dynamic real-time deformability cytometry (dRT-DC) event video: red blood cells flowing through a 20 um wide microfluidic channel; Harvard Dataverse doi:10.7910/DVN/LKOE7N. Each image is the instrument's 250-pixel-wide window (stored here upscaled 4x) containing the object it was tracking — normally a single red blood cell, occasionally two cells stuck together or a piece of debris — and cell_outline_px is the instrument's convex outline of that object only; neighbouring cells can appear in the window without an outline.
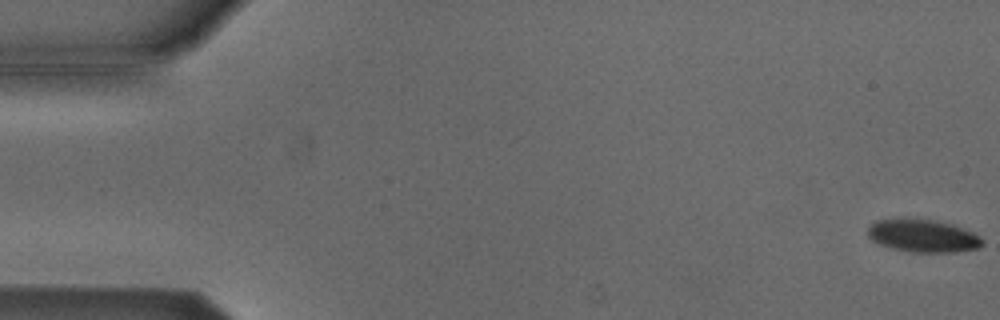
{"species": "Egyptian fruit bat (a non-hibernating species)", "species_latin": "Rousettus aegyptiacus", "temperature_condition": "cold", "stored_images_in_passage": 10, "camera_frame_rate_fps": 3000, "um_per_image_px": 0.085, "animal": {"sex": "male"}, "frame": {"image": 1, "passage_image": 1, "time_ms": 0.0, "image_size_px": [1000, 320], "cell_outline_px": [[984, 244], [980, 248], [956, 252], [908, 252], [892, 248], [880, 244], [872, 240], [868, 236], [868, 228], [876, 220], [904, 216], [952, 224], [972, 232], [980, 236], [984, 240]], "centroid_in_image_um": [78.44, 20.03], "position_along_channel_um": 6.6, "area_um2": 22.25}}